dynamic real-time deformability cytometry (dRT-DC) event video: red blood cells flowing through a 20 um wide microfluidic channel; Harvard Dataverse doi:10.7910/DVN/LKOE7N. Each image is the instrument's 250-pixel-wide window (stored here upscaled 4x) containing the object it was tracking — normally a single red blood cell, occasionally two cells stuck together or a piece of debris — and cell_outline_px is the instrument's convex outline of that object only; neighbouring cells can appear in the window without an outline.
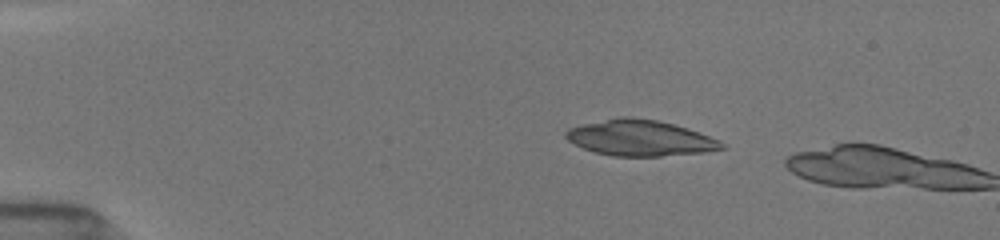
{"species": "common noctule bat (a hibernating species)", "species_latin": "Nyctalus noctula", "temperature_condition": "room temperature", "stored_images_in_passage": 3, "camera_frame_rate_fps": 3000, "um_per_image_px": 0.085, "animal": {"sex": "female", "body_mass_g": 19.5, "forearm_length_mm": 54.1}, "frame": {"image": 1, "passage_image": 2, "time_ms": 1.0, "image_size_px": [1000, 240], "cell_outline_px": [[724, 148], [704, 152], [660, 156], [612, 156], [596, 152], [584, 148], [568, 140], [564, 136], [564, 132], [568, 128], [584, 124], [620, 116], [632, 116], [656, 120], [672, 124], [720, 140], [724, 144]], "centroid_in_image_um": [54.37, 11.73], "position_along_channel_um": 30.6, "area_um2": 32.14}}